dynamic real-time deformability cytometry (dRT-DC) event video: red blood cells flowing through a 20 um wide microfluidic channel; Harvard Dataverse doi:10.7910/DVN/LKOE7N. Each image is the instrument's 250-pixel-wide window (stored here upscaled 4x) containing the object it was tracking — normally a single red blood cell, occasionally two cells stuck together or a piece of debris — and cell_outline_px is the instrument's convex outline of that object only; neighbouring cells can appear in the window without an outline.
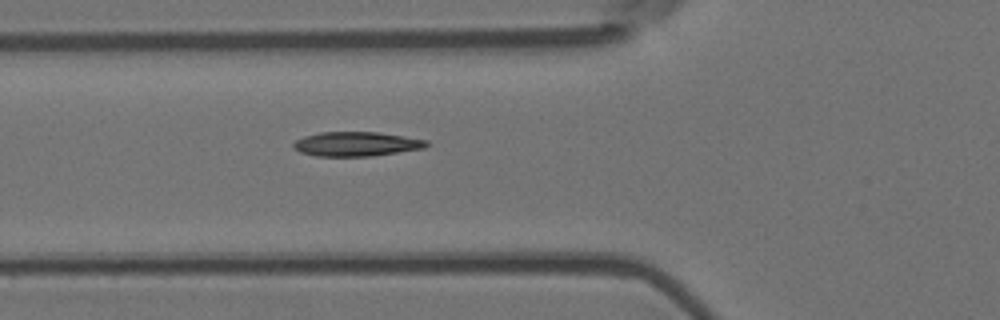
{"species": "Egyptian fruit bat (a non-hibernating species)", "species_latin": "Rousettus aegyptiacus", "temperature_condition": "room temperature", "stored_images_in_passage": 5, "camera_frame_rate_fps": 3000, "um_per_image_px": 0.085, "animal": {"sex": "female"}, "frame": {"image": 1, "passage_image": 5, "time_ms": 1.333, "image_size_px": [1000, 320], "cell_outline_px": [[432, 144], [424, 148], [372, 156], [316, 156], [300, 152], [292, 148], [292, 144], [296, 140], [304, 136], [320, 132], [380, 132], [428, 140]], "centroid_in_image_um": [30.3, 12.24], "position_along_channel_um": 95.5, "area_um2": 19.07}}